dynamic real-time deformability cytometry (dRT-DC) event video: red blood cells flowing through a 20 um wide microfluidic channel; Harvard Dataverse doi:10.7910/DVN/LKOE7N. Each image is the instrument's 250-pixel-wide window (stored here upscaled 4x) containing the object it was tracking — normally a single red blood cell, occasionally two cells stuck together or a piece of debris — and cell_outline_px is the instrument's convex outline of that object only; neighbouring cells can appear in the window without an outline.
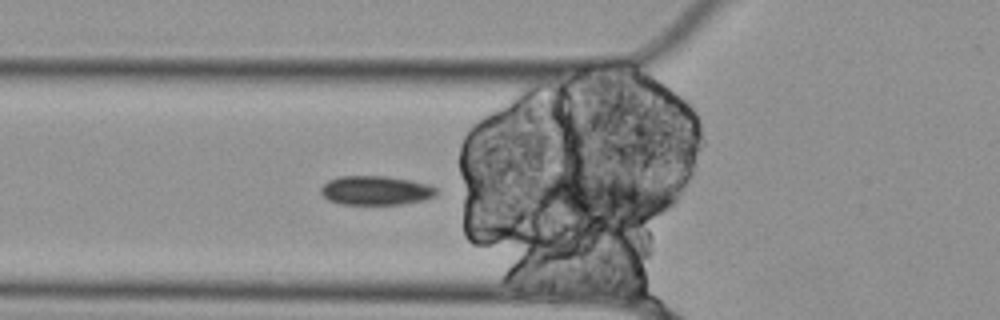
{"species": "Egyptian fruit bat (a non-hibernating species)", "species_latin": "Rousettus aegyptiacus", "temperature_condition": "cold", "stored_images_in_passage": 9, "camera_frame_rate_fps": 3000, "um_per_image_px": 0.085, "animal": {"sex": "female"}, "frame": {"image": 1, "passage_image": 8, "time_ms": 2.333, "image_size_px": [1000, 320], "cell_outline_px": [[440, 192], [436, 196], [424, 200], [400, 204], [340, 204], [328, 200], [320, 192], [320, 188], [328, 180], [340, 176], [384, 176], [412, 180], [428, 184], [436, 188]], "centroid_in_image_um": [31.97, 16.18], "position_along_channel_um": 93.8, "area_um2": 19.77}}